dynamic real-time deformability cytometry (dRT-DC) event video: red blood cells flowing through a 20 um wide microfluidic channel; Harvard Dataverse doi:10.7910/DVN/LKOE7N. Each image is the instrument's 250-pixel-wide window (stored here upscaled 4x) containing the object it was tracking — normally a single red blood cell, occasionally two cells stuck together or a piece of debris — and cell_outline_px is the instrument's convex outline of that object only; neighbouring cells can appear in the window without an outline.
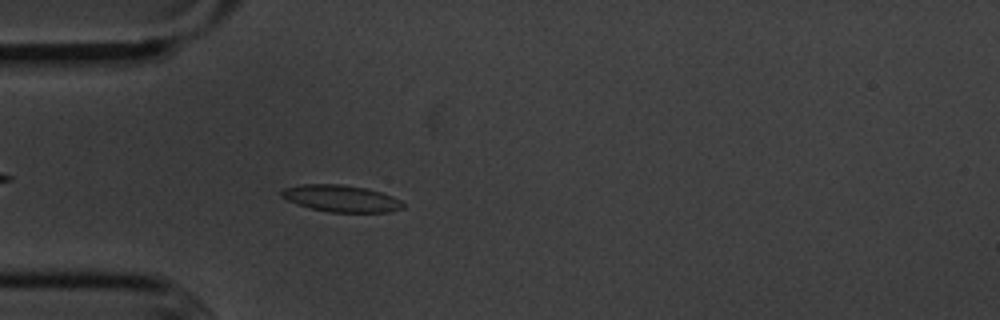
{"species": "common noctule bat (a hibernating species)", "species_latin": "Nyctalus noctula", "temperature_condition": "cold", "stored_images_in_passage": 54, "camera_frame_rate_fps": 3000, "um_per_image_px": 0.085, "animal": {"sex": "male", "body_mass_g": 20.1, "forearm_length_mm": 53.5}, "frame": {"image": 1, "passage_image": 15, "time_ms": 4.667, "image_size_px": [1000, 320], "cell_outline_px": [[404, 208], [388, 212], [328, 212], [296, 204], [280, 196], [280, 192], [284, 188], [300, 184], [340, 184], [364, 188], [380, 192], [392, 196], [400, 200], [404, 204]], "centroid_in_image_um": [28.97, 16.87], "position_along_channel_um": 56.0, "area_um2": 18.9}}
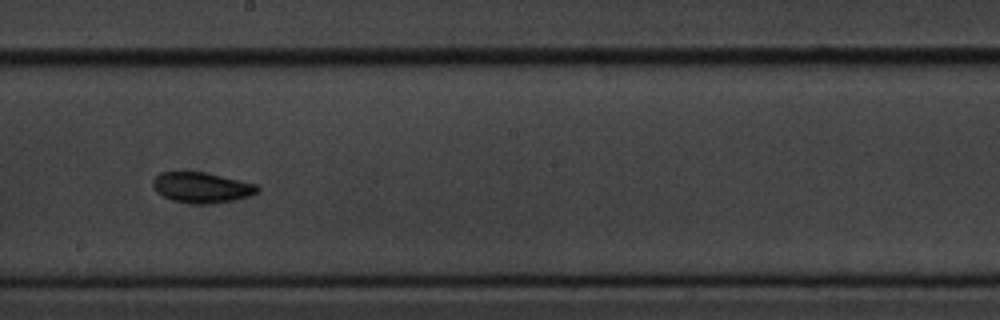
{"frame": {"image": 2, "passage_image": 30, "time_ms": 9.667, "image_size_px": [1000, 320], "cell_outline_px": [[260, 192], [236, 200], [212, 204], [192, 204], [172, 200], [156, 192], [152, 188], [152, 180], [160, 172], [204, 172], [240, 180], [256, 184], [260, 188]], "centroid_in_image_um": [17.14, 15.95], "position_along_channel_um": 231.1, "area_um2": 18.79}}
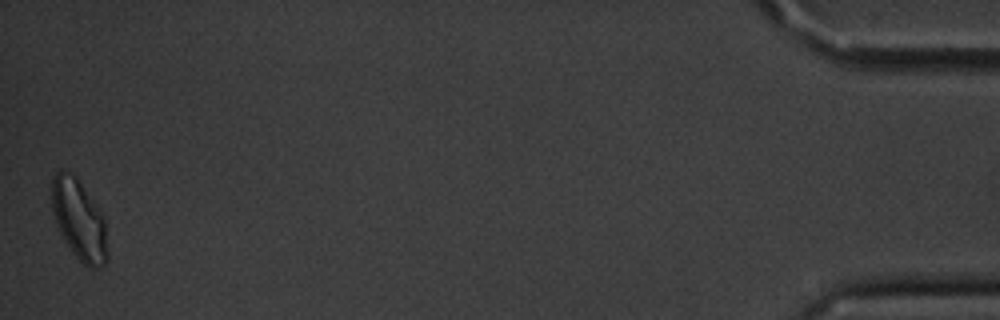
{"frame": {"image": 3, "passage_image": 54, "time_ms": 17.667, "image_size_px": [1000, 320], "cell_outline_px": [[108, 260], [104, 264], [96, 268], [88, 268], [72, 252], [64, 240], [56, 224], [52, 212], [52, 176], [60, 168], [76, 176], [104, 216], [108, 252]], "centroid_in_image_um": [6.72, 18.69], "position_along_channel_um": 428.5, "area_um2": 26.18}, "authors_computed_cell_mechanics": {"area_um2": 18.207, "velocity_mm_per_s": 3.6029, "shape_relaxation_time_tau1_ms": 3.4718, "shape_relaxation_time_tau2_ms": 6.0577, "deformation_change_tau1": 0.0942, "deformation_change_tau2": 0.1023}}